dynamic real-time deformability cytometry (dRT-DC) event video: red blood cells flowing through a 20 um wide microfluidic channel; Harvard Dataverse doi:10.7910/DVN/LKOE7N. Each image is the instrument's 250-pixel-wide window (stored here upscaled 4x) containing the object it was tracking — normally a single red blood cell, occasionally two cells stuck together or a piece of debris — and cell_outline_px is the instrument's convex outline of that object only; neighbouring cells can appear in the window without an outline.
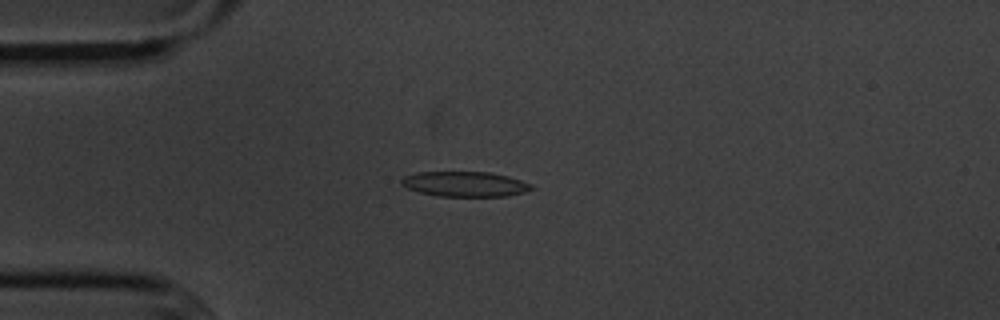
{"species": "common noctule bat (a hibernating species)", "species_latin": "Nyctalus noctula", "temperature_condition": "cold", "stored_images_in_passage": 54, "camera_frame_rate_fps": 3000, "um_per_image_px": 0.085, "animal": {"sex": "male", "body_mass_g": 20.1, "forearm_length_mm": 53.5}, "frame": {"image": 1, "passage_image": 13, "time_ms": 4.0, "image_size_px": [1000, 320], "cell_outline_px": [[532, 188], [524, 192], [504, 196], [440, 196], [420, 192], [408, 188], [400, 184], [400, 180], [404, 176], [416, 172], [488, 172], [508, 176], [532, 184]], "centroid_in_image_um": [39.48, 15.64], "position_along_channel_um": 45.5, "area_um2": 18.84}}
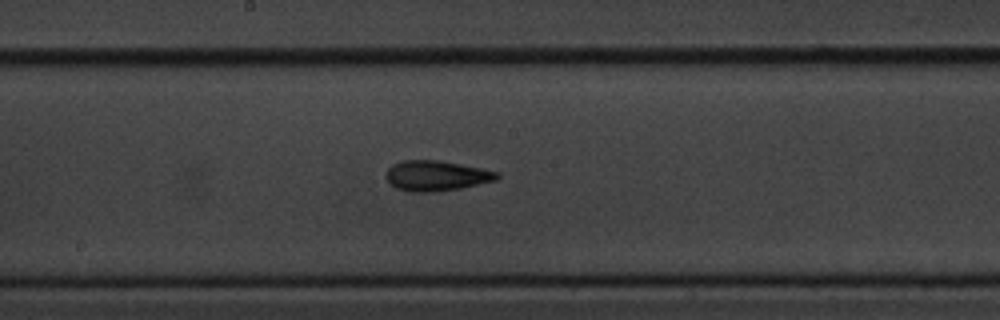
{"frame": {"image": 2, "passage_image": 28, "time_ms": 9.0, "image_size_px": [1000, 320], "cell_outline_px": [[500, 176], [496, 180], [460, 188], [436, 192], [408, 192], [396, 188], [384, 176], [388, 168], [392, 164], [404, 160], [436, 160], [460, 164], [500, 172]], "centroid_in_image_um": [37.07, 14.94], "position_along_channel_um": 211.1, "area_um2": 19.59}}
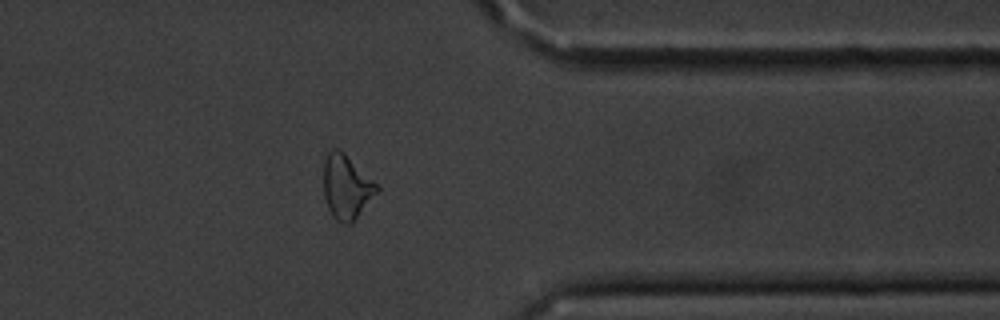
{"frame": {"image": 3, "passage_image": 43, "time_ms": 14.0, "image_size_px": [1000, 320], "cell_outline_px": [[380, 192], [352, 224], [344, 224], [336, 220], [332, 216], [328, 208], [324, 196], [324, 160], [328, 152], [332, 148], [340, 148], [380, 188]], "centroid_in_image_um": [29.46, 15.92], "position_along_channel_um": 381.9, "area_um2": 20.17}, "authors_computed_cell_mechanics": {"area_um2": 19.1318, "velocity_mm_per_s": 3.62, "shape_relaxation_time_tau1_ms": 3.6549, "shape_relaxation_time_tau2_ms": 3.164, "deformation_change_tau1": 0.1337, "deformation_change_tau2": 0.1064}}